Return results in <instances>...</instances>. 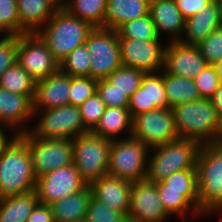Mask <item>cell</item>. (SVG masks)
<instances>
[{
  "label": "cell",
  "instance_id": "8",
  "mask_svg": "<svg viewBox=\"0 0 222 222\" xmlns=\"http://www.w3.org/2000/svg\"><path fill=\"white\" fill-rule=\"evenodd\" d=\"M36 115L42 117L36 122L37 125L28 131L33 137L74 140L77 136L89 132L83 125L77 106L68 104L46 110H33V117H37Z\"/></svg>",
  "mask_w": 222,
  "mask_h": 222
},
{
  "label": "cell",
  "instance_id": "6",
  "mask_svg": "<svg viewBox=\"0 0 222 222\" xmlns=\"http://www.w3.org/2000/svg\"><path fill=\"white\" fill-rule=\"evenodd\" d=\"M110 146L111 140L91 131L72 140V163L87 185L108 174Z\"/></svg>",
  "mask_w": 222,
  "mask_h": 222
},
{
  "label": "cell",
  "instance_id": "13",
  "mask_svg": "<svg viewBox=\"0 0 222 222\" xmlns=\"http://www.w3.org/2000/svg\"><path fill=\"white\" fill-rule=\"evenodd\" d=\"M118 40L122 66L138 69L145 74L158 73L163 69L165 47L161 45L160 40Z\"/></svg>",
  "mask_w": 222,
  "mask_h": 222
},
{
  "label": "cell",
  "instance_id": "44",
  "mask_svg": "<svg viewBox=\"0 0 222 222\" xmlns=\"http://www.w3.org/2000/svg\"><path fill=\"white\" fill-rule=\"evenodd\" d=\"M212 1L213 0H175L177 8L185 19L199 13Z\"/></svg>",
  "mask_w": 222,
  "mask_h": 222
},
{
  "label": "cell",
  "instance_id": "17",
  "mask_svg": "<svg viewBox=\"0 0 222 222\" xmlns=\"http://www.w3.org/2000/svg\"><path fill=\"white\" fill-rule=\"evenodd\" d=\"M159 73L144 74L141 86L129 97L128 109L132 118L151 110L169 108L163 69Z\"/></svg>",
  "mask_w": 222,
  "mask_h": 222
},
{
  "label": "cell",
  "instance_id": "2",
  "mask_svg": "<svg viewBox=\"0 0 222 222\" xmlns=\"http://www.w3.org/2000/svg\"><path fill=\"white\" fill-rule=\"evenodd\" d=\"M171 109L180 138L193 139L201 145L220 142L222 120L210 99L201 98Z\"/></svg>",
  "mask_w": 222,
  "mask_h": 222
},
{
  "label": "cell",
  "instance_id": "35",
  "mask_svg": "<svg viewBox=\"0 0 222 222\" xmlns=\"http://www.w3.org/2000/svg\"><path fill=\"white\" fill-rule=\"evenodd\" d=\"M98 80L89 76H70L69 104L81 106L97 92Z\"/></svg>",
  "mask_w": 222,
  "mask_h": 222
},
{
  "label": "cell",
  "instance_id": "27",
  "mask_svg": "<svg viewBox=\"0 0 222 222\" xmlns=\"http://www.w3.org/2000/svg\"><path fill=\"white\" fill-rule=\"evenodd\" d=\"M128 130L129 137L132 132V117L128 108L106 107L99 123L91 131L99 137L116 140L119 133ZM116 136V137H115Z\"/></svg>",
  "mask_w": 222,
  "mask_h": 222
},
{
  "label": "cell",
  "instance_id": "30",
  "mask_svg": "<svg viewBox=\"0 0 222 222\" xmlns=\"http://www.w3.org/2000/svg\"><path fill=\"white\" fill-rule=\"evenodd\" d=\"M108 0H68L63 6L71 15L88 22L94 28L103 27Z\"/></svg>",
  "mask_w": 222,
  "mask_h": 222
},
{
  "label": "cell",
  "instance_id": "14",
  "mask_svg": "<svg viewBox=\"0 0 222 222\" xmlns=\"http://www.w3.org/2000/svg\"><path fill=\"white\" fill-rule=\"evenodd\" d=\"M86 185L72 163L38 177L35 191L39 203L51 205L57 200L80 191Z\"/></svg>",
  "mask_w": 222,
  "mask_h": 222
},
{
  "label": "cell",
  "instance_id": "38",
  "mask_svg": "<svg viewBox=\"0 0 222 222\" xmlns=\"http://www.w3.org/2000/svg\"><path fill=\"white\" fill-rule=\"evenodd\" d=\"M86 220L88 222H129L125 214L110 210L105 204L97 201L92 196L89 199Z\"/></svg>",
  "mask_w": 222,
  "mask_h": 222
},
{
  "label": "cell",
  "instance_id": "41",
  "mask_svg": "<svg viewBox=\"0 0 222 222\" xmlns=\"http://www.w3.org/2000/svg\"><path fill=\"white\" fill-rule=\"evenodd\" d=\"M97 94L106 107L128 108V96L116 89L107 79L98 80Z\"/></svg>",
  "mask_w": 222,
  "mask_h": 222
},
{
  "label": "cell",
  "instance_id": "49",
  "mask_svg": "<svg viewBox=\"0 0 222 222\" xmlns=\"http://www.w3.org/2000/svg\"><path fill=\"white\" fill-rule=\"evenodd\" d=\"M216 2L218 4L219 17H220V22L222 24V0H218Z\"/></svg>",
  "mask_w": 222,
  "mask_h": 222
},
{
  "label": "cell",
  "instance_id": "22",
  "mask_svg": "<svg viewBox=\"0 0 222 222\" xmlns=\"http://www.w3.org/2000/svg\"><path fill=\"white\" fill-rule=\"evenodd\" d=\"M220 26L222 24L220 22L218 4L213 0L199 13L186 19L183 37L180 41L187 45L198 46L210 33Z\"/></svg>",
  "mask_w": 222,
  "mask_h": 222
},
{
  "label": "cell",
  "instance_id": "10",
  "mask_svg": "<svg viewBox=\"0 0 222 222\" xmlns=\"http://www.w3.org/2000/svg\"><path fill=\"white\" fill-rule=\"evenodd\" d=\"M19 136L28 146L37 178L72 164V140L33 137L29 132L19 134Z\"/></svg>",
  "mask_w": 222,
  "mask_h": 222
},
{
  "label": "cell",
  "instance_id": "16",
  "mask_svg": "<svg viewBox=\"0 0 222 222\" xmlns=\"http://www.w3.org/2000/svg\"><path fill=\"white\" fill-rule=\"evenodd\" d=\"M207 65L198 46L169 41L165 47L163 70L169 74L194 80Z\"/></svg>",
  "mask_w": 222,
  "mask_h": 222
},
{
  "label": "cell",
  "instance_id": "51",
  "mask_svg": "<svg viewBox=\"0 0 222 222\" xmlns=\"http://www.w3.org/2000/svg\"><path fill=\"white\" fill-rule=\"evenodd\" d=\"M218 210H219V211L221 210V212H222V206L219 207V208H217L215 211L218 212Z\"/></svg>",
  "mask_w": 222,
  "mask_h": 222
},
{
  "label": "cell",
  "instance_id": "47",
  "mask_svg": "<svg viewBox=\"0 0 222 222\" xmlns=\"http://www.w3.org/2000/svg\"><path fill=\"white\" fill-rule=\"evenodd\" d=\"M213 66L215 67L220 83H222V59L213 64Z\"/></svg>",
  "mask_w": 222,
  "mask_h": 222
},
{
  "label": "cell",
  "instance_id": "21",
  "mask_svg": "<svg viewBox=\"0 0 222 222\" xmlns=\"http://www.w3.org/2000/svg\"><path fill=\"white\" fill-rule=\"evenodd\" d=\"M149 14L159 37L165 32L171 35L170 41L181 40L186 19L177 8L175 0H151Z\"/></svg>",
  "mask_w": 222,
  "mask_h": 222
},
{
  "label": "cell",
  "instance_id": "52",
  "mask_svg": "<svg viewBox=\"0 0 222 222\" xmlns=\"http://www.w3.org/2000/svg\"><path fill=\"white\" fill-rule=\"evenodd\" d=\"M0 124H3L2 121H1V119H0ZM1 128H2V127L0 126V130H4V129H1Z\"/></svg>",
  "mask_w": 222,
  "mask_h": 222
},
{
  "label": "cell",
  "instance_id": "15",
  "mask_svg": "<svg viewBox=\"0 0 222 222\" xmlns=\"http://www.w3.org/2000/svg\"><path fill=\"white\" fill-rule=\"evenodd\" d=\"M169 217L163 208L155 183L147 179L132 182L129 222H167Z\"/></svg>",
  "mask_w": 222,
  "mask_h": 222
},
{
  "label": "cell",
  "instance_id": "20",
  "mask_svg": "<svg viewBox=\"0 0 222 222\" xmlns=\"http://www.w3.org/2000/svg\"><path fill=\"white\" fill-rule=\"evenodd\" d=\"M32 117L33 100L28 95L11 93L0 87V119L3 123V128L5 125L11 127V130L15 127L16 135L26 133L29 128L26 127L25 122Z\"/></svg>",
  "mask_w": 222,
  "mask_h": 222
},
{
  "label": "cell",
  "instance_id": "50",
  "mask_svg": "<svg viewBox=\"0 0 222 222\" xmlns=\"http://www.w3.org/2000/svg\"><path fill=\"white\" fill-rule=\"evenodd\" d=\"M53 1H55V3H57L59 7H63L68 2V0H53Z\"/></svg>",
  "mask_w": 222,
  "mask_h": 222
},
{
  "label": "cell",
  "instance_id": "46",
  "mask_svg": "<svg viewBox=\"0 0 222 222\" xmlns=\"http://www.w3.org/2000/svg\"><path fill=\"white\" fill-rule=\"evenodd\" d=\"M210 101L217 110L220 119L222 120V83H220L219 87L210 98Z\"/></svg>",
  "mask_w": 222,
  "mask_h": 222
},
{
  "label": "cell",
  "instance_id": "29",
  "mask_svg": "<svg viewBox=\"0 0 222 222\" xmlns=\"http://www.w3.org/2000/svg\"><path fill=\"white\" fill-rule=\"evenodd\" d=\"M163 84L170 109L176 105L201 99L195 81L192 79L175 76L163 70Z\"/></svg>",
  "mask_w": 222,
  "mask_h": 222
},
{
  "label": "cell",
  "instance_id": "31",
  "mask_svg": "<svg viewBox=\"0 0 222 222\" xmlns=\"http://www.w3.org/2000/svg\"><path fill=\"white\" fill-rule=\"evenodd\" d=\"M35 80L15 62L0 78V87L15 94L28 95L32 100L35 93Z\"/></svg>",
  "mask_w": 222,
  "mask_h": 222
},
{
  "label": "cell",
  "instance_id": "34",
  "mask_svg": "<svg viewBox=\"0 0 222 222\" xmlns=\"http://www.w3.org/2000/svg\"><path fill=\"white\" fill-rule=\"evenodd\" d=\"M90 55L86 44L78 46L60 64V70L72 77H90Z\"/></svg>",
  "mask_w": 222,
  "mask_h": 222
},
{
  "label": "cell",
  "instance_id": "48",
  "mask_svg": "<svg viewBox=\"0 0 222 222\" xmlns=\"http://www.w3.org/2000/svg\"><path fill=\"white\" fill-rule=\"evenodd\" d=\"M8 136L5 134L3 130H0V150L3 148V146L9 141Z\"/></svg>",
  "mask_w": 222,
  "mask_h": 222
},
{
  "label": "cell",
  "instance_id": "36",
  "mask_svg": "<svg viewBox=\"0 0 222 222\" xmlns=\"http://www.w3.org/2000/svg\"><path fill=\"white\" fill-rule=\"evenodd\" d=\"M3 33L6 36L20 35L17 0H0V34Z\"/></svg>",
  "mask_w": 222,
  "mask_h": 222
},
{
  "label": "cell",
  "instance_id": "4",
  "mask_svg": "<svg viewBox=\"0 0 222 222\" xmlns=\"http://www.w3.org/2000/svg\"><path fill=\"white\" fill-rule=\"evenodd\" d=\"M201 144L193 139L178 138L150 148L154 155L148 158L146 179L156 183L172 173L185 169H196Z\"/></svg>",
  "mask_w": 222,
  "mask_h": 222
},
{
  "label": "cell",
  "instance_id": "11",
  "mask_svg": "<svg viewBox=\"0 0 222 222\" xmlns=\"http://www.w3.org/2000/svg\"><path fill=\"white\" fill-rule=\"evenodd\" d=\"M131 136L150 148L179 138L172 109H155L132 118Z\"/></svg>",
  "mask_w": 222,
  "mask_h": 222
},
{
  "label": "cell",
  "instance_id": "12",
  "mask_svg": "<svg viewBox=\"0 0 222 222\" xmlns=\"http://www.w3.org/2000/svg\"><path fill=\"white\" fill-rule=\"evenodd\" d=\"M16 62L35 81L45 79L60 69L52 52L36 33L17 36Z\"/></svg>",
  "mask_w": 222,
  "mask_h": 222
},
{
  "label": "cell",
  "instance_id": "23",
  "mask_svg": "<svg viewBox=\"0 0 222 222\" xmlns=\"http://www.w3.org/2000/svg\"><path fill=\"white\" fill-rule=\"evenodd\" d=\"M59 8L53 0H17L20 35L36 33Z\"/></svg>",
  "mask_w": 222,
  "mask_h": 222
},
{
  "label": "cell",
  "instance_id": "39",
  "mask_svg": "<svg viewBox=\"0 0 222 222\" xmlns=\"http://www.w3.org/2000/svg\"><path fill=\"white\" fill-rule=\"evenodd\" d=\"M84 127L90 132L92 131L105 112L106 106L101 100L97 92L88 98L81 106H79Z\"/></svg>",
  "mask_w": 222,
  "mask_h": 222
},
{
  "label": "cell",
  "instance_id": "40",
  "mask_svg": "<svg viewBox=\"0 0 222 222\" xmlns=\"http://www.w3.org/2000/svg\"><path fill=\"white\" fill-rule=\"evenodd\" d=\"M201 55L208 65H213L222 59V26L210 33L199 45Z\"/></svg>",
  "mask_w": 222,
  "mask_h": 222
},
{
  "label": "cell",
  "instance_id": "7",
  "mask_svg": "<svg viewBox=\"0 0 222 222\" xmlns=\"http://www.w3.org/2000/svg\"><path fill=\"white\" fill-rule=\"evenodd\" d=\"M148 148L132 136L112 140L108 174L130 182L146 179Z\"/></svg>",
  "mask_w": 222,
  "mask_h": 222
},
{
  "label": "cell",
  "instance_id": "37",
  "mask_svg": "<svg viewBox=\"0 0 222 222\" xmlns=\"http://www.w3.org/2000/svg\"><path fill=\"white\" fill-rule=\"evenodd\" d=\"M162 182L164 190L198 191L197 169L174 172Z\"/></svg>",
  "mask_w": 222,
  "mask_h": 222
},
{
  "label": "cell",
  "instance_id": "33",
  "mask_svg": "<svg viewBox=\"0 0 222 222\" xmlns=\"http://www.w3.org/2000/svg\"><path fill=\"white\" fill-rule=\"evenodd\" d=\"M144 74V72L138 69L121 66L114 70L106 79L129 98L141 86Z\"/></svg>",
  "mask_w": 222,
  "mask_h": 222
},
{
  "label": "cell",
  "instance_id": "19",
  "mask_svg": "<svg viewBox=\"0 0 222 222\" xmlns=\"http://www.w3.org/2000/svg\"><path fill=\"white\" fill-rule=\"evenodd\" d=\"M70 75L60 69L35 82L33 110H46L69 104Z\"/></svg>",
  "mask_w": 222,
  "mask_h": 222
},
{
  "label": "cell",
  "instance_id": "26",
  "mask_svg": "<svg viewBox=\"0 0 222 222\" xmlns=\"http://www.w3.org/2000/svg\"><path fill=\"white\" fill-rule=\"evenodd\" d=\"M155 185L163 208L169 216L178 214L184 218L186 211L189 210H191L193 216H203L199 212L198 191L164 190L162 181L156 182Z\"/></svg>",
  "mask_w": 222,
  "mask_h": 222
},
{
  "label": "cell",
  "instance_id": "45",
  "mask_svg": "<svg viewBox=\"0 0 222 222\" xmlns=\"http://www.w3.org/2000/svg\"><path fill=\"white\" fill-rule=\"evenodd\" d=\"M26 222H55L51 206L38 202Z\"/></svg>",
  "mask_w": 222,
  "mask_h": 222
},
{
  "label": "cell",
  "instance_id": "18",
  "mask_svg": "<svg viewBox=\"0 0 222 222\" xmlns=\"http://www.w3.org/2000/svg\"><path fill=\"white\" fill-rule=\"evenodd\" d=\"M132 182L109 174L90 184L92 197L128 217Z\"/></svg>",
  "mask_w": 222,
  "mask_h": 222
},
{
  "label": "cell",
  "instance_id": "24",
  "mask_svg": "<svg viewBox=\"0 0 222 222\" xmlns=\"http://www.w3.org/2000/svg\"><path fill=\"white\" fill-rule=\"evenodd\" d=\"M151 0H108L104 28L117 30L127 21L149 15Z\"/></svg>",
  "mask_w": 222,
  "mask_h": 222
},
{
  "label": "cell",
  "instance_id": "25",
  "mask_svg": "<svg viewBox=\"0 0 222 222\" xmlns=\"http://www.w3.org/2000/svg\"><path fill=\"white\" fill-rule=\"evenodd\" d=\"M92 196L90 185L63 199L53 202L52 208L55 222H78L86 219L89 199Z\"/></svg>",
  "mask_w": 222,
  "mask_h": 222
},
{
  "label": "cell",
  "instance_id": "53",
  "mask_svg": "<svg viewBox=\"0 0 222 222\" xmlns=\"http://www.w3.org/2000/svg\"><path fill=\"white\" fill-rule=\"evenodd\" d=\"M78 222H88L86 219L85 220H82V221H78Z\"/></svg>",
  "mask_w": 222,
  "mask_h": 222
},
{
  "label": "cell",
  "instance_id": "9",
  "mask_svg": "<svg viewBox=\"0 0 222 222\" xmlns=\"http://www.w3.org/2000/svg\"><path fill=\"white\" fill-rule=\"evenodd\" d=\"M85 44L91 56L90 77L93 79H106L122 66L117 30L95 27Z\"/></svg>",
  "mask_w": 222,
  "mask_h": 222
},
{
  "label": "cell",
  "instance_id": "42",
  "mask_svg": "<svg viewBox=\"0 0 222 222\" xmlns=\"http://www.w3.org/2000/svg\"><path fill=\"white\" fill-rule=\"evenodd\" d=\"M196 87L203 99H210L220 85L218 75L213 65H207L195 78Z\"/></svg>",
  "mask_w": 222,
  "mask_h": 222
},
{
  "label": "cell",
  "instance_id": "3",
  "mask_svg": "<svg viewBox=\"0 0 222 222\" xmlns=\"http://www.w3.org/2000/svg\"><path fill=\"white\" fill-rule=\"evenodd\" d=\"M93 28L88 22L60 7L36 34L60 64L73 50L86 43Z\"/></svg>",
  "mask_w": 222,
  "mask_h": 222
},
{
  "label": "cell",
  "instance_id": "43",
  "mask_svg": "<svg viewBox=\"0 0 222 222\" xmlns=\"http://www.w3.org/2000/svg\"><path fill=\"white\" fill-rule=\"evenodd\" d=\"M17 36H6L0 39V78L16 62Z\"/></svg>",
  "mask_w": 222,
  "mask_h": 222
},
{
  "label": "cell",
  "instance_id": "5",
  "mask_svg": "<svg viewBox=\"0 0 222 222\" xmlns=\"http://www.w3.org/2000/svg\"><path fill=\"white\" fill-rule=\"evenodd\" d=\"M199 212L214 213L222 206V144H203L197 156Z\"/></svg>",
  "mask_w": 222,
  "mask_h": 222
},
{
  "label": "cell",
  "instance_id": "28",
  "mask_svg": "<svg viewBox=\"0 0 222 222\" xmlns=\"http://www.w3.org/2000/svg\"><path fill=\"white\" fill-rule=\"evenodd\" d=\"M37 204L35 190L1 198L0 222H26Z\"/></svg>",
  "mask_w": 222,
  "mask_h": 222
},
{
  "label": "cell",
  "instance_id": "32",
  "mask_svg": "<svg viewBox=\"0 0 222 222\" xmlns=\"http://www.w3.org/2000/svg\"><path fill=\"white\" fill-rule=\"evenodd\" d=\"M118 38L138 40H159L155 24L150 16H143L122 24L118 29Z\"/></svg>",
  "mask_w": 222,
  "mask_h": 222
},
{
  "label": "cell",
  "instance_id": "1",
  "mask_svg": "<svg viewBox=\"0 0 222 222\" xmlns=\"http://www.w3.org/2000/svg\"><path fill=\"white\" fill-rule=\"evenodd\" d=\"M36 181L28 146L14 133L0 150V197L33 191Z\"/></svg>",
  "mask_w": 222,
  "mask_h": 222
}]
</instances>
